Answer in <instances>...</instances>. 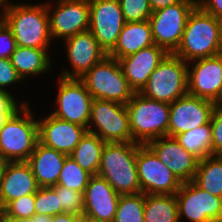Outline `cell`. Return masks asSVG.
<instances>
[{"label":"cell","mask_w":222,"mask_h":222,"mask_svg":"<svg viewBox=\"0 0 222 222\" xmlns=\"http://www.w3.org/2000/svg\"><path fill=\"white\" fill-rule=\"evenodd\" d=\"M145 194L120 195L113 222H144Z\"/></svg>","instance_id":"f546056e"},{"label":"cell","mask_w":222,"mask_h":222,"mask_svg":"<svg viewBox=\"0 0 222 222\" xmlns=\"http://www.w3.org/2000/svg\"><path fill=\"white\" fill-rule=\"evenodd\" d=\"M39 188L26 161L4 162L0 173V211L12 200L35 194Z\"/></svg>","instance_id":"ffe728a7"},{"label":"cell","mask_w":222,"mask_h":222,"mask_svg":"<svg viewBox=\"0 0 222 222\" xmlns=\"http://www.w3.org/2000/svg\"><path fill=\"white\" fill-rule=\"evenodd\" d=\"M10 4L8 0H0V7Z\"/></svg>","instance_id":"681fc988"},{"label":"cell","mask_w":222,"mask_h":222,"mask_svg":"<svg viewBox=\"0 0 222 222\" xmlns=\"http://www.w3.org/2000/svg\"><path fill=\"white\" fill-rule=\"evenodd\" d=\"M48 50L50 49L16 46L10 61L23 81L30 75L39 76L48 72L52 65Z\"/></svg>","instance_id":"d4e9b609"},{"label":"cell","mask_w":222,"mask_h":222,"mask_svg":"<svg viewBox=\"0 0 222 222\" xmlns=\"http://www.w3.org/2000/svg\"><path fill=\"white\" fill-rule=\"evenodd\" d=\"M22 77L11 64L10 59L0 58V90L7 91L6 88L13 83L21 82ZM7 86V87H6Z\"/></svg>","instance_id":"8d00e7d4"},{"label":"cell","mask_w":222,"mask_h":222,"mask_svg":"<svg viewBox=\"0 0 222 222\" xmlns=\"http://www.w3.org/2000/svg\"><path fill=\"white\" fill-rule=\"evenodd\" d=\"M65 41V48L72 71L63 70L59 75L64 78H81L92 66L101 62L108 53L99 45L97 39L88 30L70 36Z\"/></svg>","instance_id":"2e32d148"},{"label":"cell","mask_w":222,"mask_h":222,"mask_svg":"<svg viewBox=\"0 0 222 222\" xmlns=\"http://www.w3.org/2000/svg\"><path fill=\"white\" fill-rule=\"evenodd\" d=\"M133 142H148L167 136L170 104L134 93L126 104Z\"/></svg>","instance_id":"5b68a950"},{"label":"cell","mask_w":222,"mask_h":222,"mask_svg":"<svg viewBox=\"0 0 222 222\" xmlns=\"http://www.w3.org/2000/svg\"><path fill=\"white\" fill-rule=\"evenodd\" d=\"M39 141L62 152L70 155L84 135L88 132L86 127L61 120L48 114L42 120H38Z\"/></svg>","instance_id":"d6986e66"},{"label":"cell","mask_w":222,"mask_h":222,"mask_svg":"<svg viewBox=\"0 0 222 222\" xmlns=\"http://www.w3.org/2000/svg\"><path fill=\"white\" fill-rule=\"evenodd\" d=\"M34 118L29 104H22L1 127L0 160L27 161L39 141L38 120Z\"/></svg>","instance_id":"277c9868"},{"label":"cell","mask_w":222,"mask_h":222,"mask_svg":"<svg viewBox=\"0 0 222 222\" xmlns=\"http://www.w3.org/2000/svg\"><path fill=\"white\" fill-rule=\"evenodd\" d=\"M192 181L213 196L222 198V155H210L199 160Z\"/></svg>","instance_id":"484cf974"},{"label":"cell","mask_w":222,"mask_h":222,"mask_svg":"<svg viewBox=\"0 0 222 222\" xmlns=\"http://www.w3.org/2000/svg\"><path fill=\"white\" fill-rule=\"evenodd\" d=\"M210 123L213 155H222V105L215 104Z\"/></svg>","instance_id":"d590c367"},{"label":"cell","mask_w":222,"mask_h":222,"mask_svg":"<svg viewBox=\"0 0 222 222\" xmlns=\"http://www.w3.org/2000/svg\"><path fill=\"white\" fill-rule=\"evenodd\" d=\"M35 214H59V196L52 187H40L35 193Z\"/></svg>","instance_id":"836d02e7"},{"label":"cell","mask_w":222,"mask_h":222,"mask_svg":"<svg viewBox=\"0 0 222 222\" xmlns=\"http://www.w3.org/2000/svg\"><path fill=\"white\" fill-rule=\"evenodd\" d=\"M16 101L17 99L15 100L11 92L0 90V112H15L17 109H20L22 104H29L23 100L18 106Z\"/></svg>","instance_id":"f35d334b"},{"label":"cell","mask_w":222,"mask_h":222,"mask_svg":"<svg viewBox=\"0 0 222 222\" xmlns=\"http://www.w3.org/2000/svg\"><path fill=\"white\" fill-rule=\"evenodd\" d=\"M136 166L141 192L144 194L173 195L182 182L147 146L137 149Z\"/></svg>","instance_id":"30bf717a"},{"label":"cell","mask_w":222,"mask_h":222,"mask_svg":"<svg viewBox=\"0 0 222 222\" xmlns=\"http://www.w3.org/2000/svg\"><path fill=\"white\" fill-rule=\"evenodd\" d=\"M79 79L85 84L93 99L126 105L135 93L130 88L119 61L108 55Z\"/></svg>","instance_id":"52a82bcc"},{"label":"cell","mask_w":222,"mask_h":222,"mask_svg":"<svg viewBox=\"0 0 222 222\" xmlns=\"http://www.w3.org/2000/svg\"><path fill=\"white\" fill-rule=\"evenodd\" d=\"M89 31L99 45L109 53L117 43L126 24L119 0H89Z\"/></svg>","instance_id":"5bb4252c"},{"label":"cell","mask_w":222,"mask_h":222,"mask_svg":"<svg viewBox=\"0 0 222 222\" xmlns=\"http://www.w3.org/2000/svg\"><path fill=\"white\" fill-rule=\"evenodd\" d=\"M214 106V102L188 93L178 98L170 104L167 136L210 123Z\"/></svg>","instance_id":"9a60e30c"},{"label":"cell","mask_w":222,"mask_h":222,"mask_svg":"<svg viewBox=\"0 0 222 222\" xmlns=\"http://www.w3.org/2000/svg\"><path fill=\"white\" fill-rule=\"evenodd\" d=\"M181 1L183 0H149V4L151 7V10L154 12L159 9L166 8L170 5L178 4Z\"/></svg>","instance_id":"60d3db41"},{"label":"cell","mask_w":222,"mask_h":222,"mask_svg":"<svg viewBox=\"0 0 222 222\" xmlns=\"http://www.w3.org/2000/svg\"><path fill=\"white\" fill-rule=\"evenodd\" d=\"M35 215V194L12 200L2 211L0 218H30Z\"/></svg>","instance_id":"d6a6232c"},{"label":"cell","mask_w":222,"mask_h":222,"mask_svg":"<svg viewBox=\"0 0 222 222\" xmlns=\"http://www.w3.org/2000/svg\"><path fill=\"white\" fill-rule=\"evenodd\" d=\"M87 129L105 143L133 142L126 105L114 101L92 100Z\"/></svg>","instance_id":"ba28073f"},{"label":"cell","mask_w":222,"mask_h":222,"mask_svg":"<svg viewBox=\"0 0 222 222\" xmlns=\"http://www.w3.org/2000/svg\"><path fill=\"white\" fill-rule=\"evenodd\" d=\"M52 216L38 214V222H51Z\"/></svg>","instance_id":"f6af8a7d"},{"label":"cell","mask_w":222,"mask_h":222,"mask_svg":"<svg viewBox=\"0 0 222 222\" xmlns=\"http://www.w3.org/2000/svg\"><path fill=\"white\" fill-rule=\"evenodd\" d=\"M85 222H104V221H101L97 218H94V217H91V216L85 214Z\"/></svg>","instance_id":"7dc6e473"},{"label":"cell","mask_w":222,"mask_h":222,"mask_svg":"<svg viewBox=\"0 0 222 222\" xmlns=\"http://www.w3.org/2000/svg\"><path fill=\"white\" fill-rule=\"evenodd\" d=\"M57 109L50 114L88 128L93 97L78 78L59 77Z\"/></svg>","instance_id":"8fae6325"},{"label":"cell","mask_w":222,"mask_h":222,"mask_svg":"<svg viewBox=\"0 0 222 222\" xmlns=\"http://www.w3.org/2000/svg\"><path fill=\"white\" fill-rule=\"evenodd\" d=\"M14 112H0V129Z\"/></svg>","instance_id":"ee69618b"},{"label":"cell","mask_w":222,"mask_h":222,"mask_svg":"<svg viewBox=\"0 0 222 222\" xmlns=\"http://www.w3.org/2000/svg\"><path fill=\"white\" fill-rule=\"evenodd\" d=\"M0 222H38V214L30 218H0Z\"/></svg>","instance_id":"7bdbcfd3"},{"label":"cell","mask_w":222,"mask_h":222,"mask_svg":"<svg viewBox=\"0 0 222 222\" xmlns=\"http://www.w3.org/2000/svg\"><path fill=\"white\" fill-rule=\"evenodd\" d=\"M214 103L222 105V87H221V91L219 93V97H218V99Z\"/></svg>","instance_id":"c3c4849f"},{"label":"cell","mask_w":222,"mask_h":222,"mask_svg":"<svg viewBox=\"0 0 222 222\" xmlns=\"http://www.w3.org/2000/svg\"><path fill=\"white\" fill-rule=\"evenodd\" d=\"M222 53V21L198 5L189 14L176 56L190 61Z\"/></svg>","instance_id":"6da1fadb"},{"label":"cell","mask_w":222,"mask_h":222,"mask_svg":"<svg viewBox=\"0 0 222 222\" xmlns=\"http://www.w3.org/2000/svg\"><path fill=\"white\" fill-rule=\"evenodd\" d=\"M146 145L182 183L193 180L199 159L185 150L175 137L163 136L148 142Z\"/></svg>","instance_id":"ac0fdd59"},{"label":"cell","mask_w":222,"mask_h":222,"mask_svg":"<svg viewBox=\"0 0 222 222\" xmlns=\"http://www.w3.org/2000/svg\"><path fill=\"white\" fill-rule=\"evenodd\" d=\"M141 144L135 142L105 143L97 175L106 179L119 195L141 192L136 158Z\"/></svg>","instance_id":"3957f363"},{"label":"cell","mask_w":222,"mask_h":222,"mask_svg":"<svg viewBox=\"0 0 222 222\" xmlns=\"http://www.w3.org/2000/svg\"><path fill=\"white\" fill-rule=\"evenodd\" d=\"M105 142L98 136L87 132L70 156L91 175H97Z\"/></svg>","instance_id":"83f0119b"},{"label":"cell","mask_w":222,"mask_h":222,"mask_svg":"<svg viewBox=\"0 0 222 222\" xmlns=\"http://www.w3.org/2000/svg\"><path fill=\"white\" fill-rule=\"evenodd\" d=\"M52 188L59 196V214L63 212L75 215L83 214L84 193L60 185H54Z\"/></svg>","instance_id":"1f68e13d"},{"label":"cell","mask_w":222,"mask_h":222,"mask_svg":"<svg viewBox=\"0 0 222 222\" xmlns=\"http://www.w3.org/2000/svg\"><path fill=\"white\" fill-rule=\"evenodd\" d=\"M197 5L204 12L222 21V0H197Z\"/></svg>","instance_id":"ab89813d"},{"label":"cell","mask_w":222,"mask_h":222,"mask_svg":"<svg viewBox=\"0 0 222 222\" xmlns=\"http://www.w3.org/2000/svg\"><path fill=\"white\" fill-rule=\"evenodd\" d=\"M126 22L149 20L152 10L149 0H119Z\"/></svg>","instance_id":"e575fe53"},{"label":"cell","mask_w":222,"mask_h":222,"mask_svg":"<svg viewBox=\"0 0 222 222\" xmlns=\"http://www.w3.org/2000/svg\"><path fill=\"white\" fill-rule=\"evenodd\" d=\"M175 195L179 221L186 217L190 222H222V198L199 188L193 181L183 182Z\"/></svg>","instance_id":"7c38bea8"},{"label":"cell","mask_w":222,"mask_h":222,"mask_svg":"<svg viewBox=\"0 0 222 222\" xmlns=\"http://www.w3.org/2000/svg\"><path fill=\"white\" fill-rule=\"evenodd\" d=\"M72 222H85V214L75 215L73 214V221Z\"/></svg>","instance_id":"bcb514c9"},{"label":"cell","mask_w":222,"mask_h":222,"mask_svg":"<svg viewBox=\"0 0 222 222\" xmlns=\"http://www.w3.org/2000/svg\"><path fill=\"white\" fill-rule=\"evenodd\" d=\"M56 1L54 8L49 2L46 4L52 38H63L64 40L89 30V0Z\"/></svg>","instance_id":"4fadbf2b"},{"label":"cell","mask_w":222,"mask_h":222,"mask_svg":"<svg viewBox=\"0 0 222 222\" xmlns=\"http://www.w3.org/2000/svg\"><path fill=\"white\" fill-rule=\"evenodd\" d=\"M72 221H73V214L63 212L52 216L51 222H72Z\"/></svg>","instance_id":"b9f144b4"},{"label":"cell","mask_w":222,"mask_h":222,"mask_svg":"<svg viewBox=\"0 0 222 222\" xmlns=\"http://www.w3.org/2000/svg\"><path fill=\"white\" fill-rule=\"evenodd\" d=\"M91 176L69 155L65 158L57 185L84 193Z\"/></svg>","instance_id":"4dcf8cb0"},{"label":"cell","mask_w":222,"mask_h":222,"mask_svg":"<svg viewBox=\"0 0 222 222\" xmlns=\"http://www.w3.org/2000/svg\"><path fill=\"white\" fill-rule=\"evenodd\" d=\"M144 222H180L176 195L145 194Z\"/></svg>","instance_id":"4316f807"},{"label":"cell","mask_w":222,"mask_h":222,"mask_svg":"<svg viewBox=\"0 0 222 222\" xmlns=\"http://www.w3.org/2000/svg\"><path fill=\"white\" fill-rule=\"evenodd\" d=\"M196 6L197 0H183L152 12L149 21L154 43L173 53L180 44L188 16Z\"/></svg>","instance_id":"9c48e42d"},{"label":"cell","mask_w":222,"mask_h":222,"mask_svg":"<svg viewBox=\"0 0 222 222\" xmlns=\"http://www.w3.org/2000/svg\"><path fill=\"white\" fill-rule=\"evenodd\" d=\"M152 45H155V43L149 20L126 22L120 32L116 45L108 53V56L119 60Z\"/></svg>","instance_id":"cb8c5ba5"},{"label":"cell","mask_w":222,"mask_h":222,"mask_svg":"<svg viewBox=\"0 0 222 222\" xmlns=\"http://www.w3.org/2000/svg\"><path fill=\"white\" fill-rule=\"evenodd\" d=\"M68 155L50 148L40 141L27 159L39 187L57 185L65 158Z\"/></svg>","instance_id":"603a6c76"},{"label":"cell","mask_w":222,"mask_h":222,"mask_svg":"<svg viewBox=\"0 0 222 222\" xmlns=\"http://www.w3.org/2000/svg\"><path fill=\"white\" fill-rule=\"evenodd\" d=\"M120 195L99 175H92L84 191L83 213L104 222H113Z\"/></svg>","instance_id":"7402d4cb"},{"label":"cell","mask_w":222,"mask_h":222,"mask_svg":"<svg viewBox=\"0 0 222 222\" xmlns=\"http://www.w3.org/2000/svg\"><path fill=\"white\" fill-rule=\"evenodd\" d=\"M16 41L12 30L1 19L0 20V58L10 59L11 54L15 51Z\"/></svg>","instance_id":"74e56055"},{"label":"cell","mask_w":222,"mask_h":222,"mask_svg":"<svg viewBox=\"0 0 222 222\" xmlns=\"http://www.w3.org/2000/svg\"><path fill=\"white\" fill-rule=\"evenodd\" d=\"M142 96L171 104L188 93V63L168 53L150 74L139 92Z\"/></svg>","instance_id":"8992f818"},{"label":"cell","mask_w":222,"mask_h":222,"mask_svg":"<svg viewBox=\"0 0 222 222\" xmlns=\"http://www.w3.org/2000/svg\"><path fill=\"white\" fill-rule=\"evenodd\" d=\"M1 9V19L12 30L17 46L49 48L54 39L50 34L46 3L29 5L11 2Z\"/></svg>","instance_id":"7a4b0ae2"},{"label":"cell","mask_w":222,"mask_h":222,"mask_svg":"<svg viewBox=\"0 0 222 222\" xmlns=\"http://www.w3.org/2000/svg\"><path fill=\"white\" fill-rule=\"evenodd\" d=\"M190 62L195 63L192 69L188 63V94L215 102L222 87V53Z\"/></svg>","instance_id":"e0dca14e"},{"label":"cell","mask_w":222,"mask_h":222,"mask_svg":"<svg viewBox=\"0 0 222 222\" xmlns=\"http://www.w3.org/2000/svg\"><path fill=\"white\" fill-rule=\"evenodd\" d=\"M175 139L199 160L213 155L211 123L182 132L176 135Z\"/></svg>","instance_id":"f1b7e54d"},{"label":"cell","mask_w":222,"mask_h":222,"mask_svg":"<svg viewBox=\"0 0 222 222\" xmlns=\"http://www.w3.org/2000/svg\"><path fill=\"white\" fill-rule=\"evenodd\" d=\"M167 54L164 48L155 44L118 60L130 88L135 93L142 90L150 74Z\"/></svg>","instance_id":"44dd1931"},{"label":"cell","mask_w":222,"mask_h":222,"mask_svg":"<svg viewBox=\"0 0 222 222\" xmlns=\"http://www.w3.org/2000/svg\"><path fill=\"white\" fill-rule=\"evenodd\" d=\"M3 164H4V162L2 160H0V173H1V170H2V167H3Z\"/></svg>","instance_id":"f907efd6"}]
</instances>
